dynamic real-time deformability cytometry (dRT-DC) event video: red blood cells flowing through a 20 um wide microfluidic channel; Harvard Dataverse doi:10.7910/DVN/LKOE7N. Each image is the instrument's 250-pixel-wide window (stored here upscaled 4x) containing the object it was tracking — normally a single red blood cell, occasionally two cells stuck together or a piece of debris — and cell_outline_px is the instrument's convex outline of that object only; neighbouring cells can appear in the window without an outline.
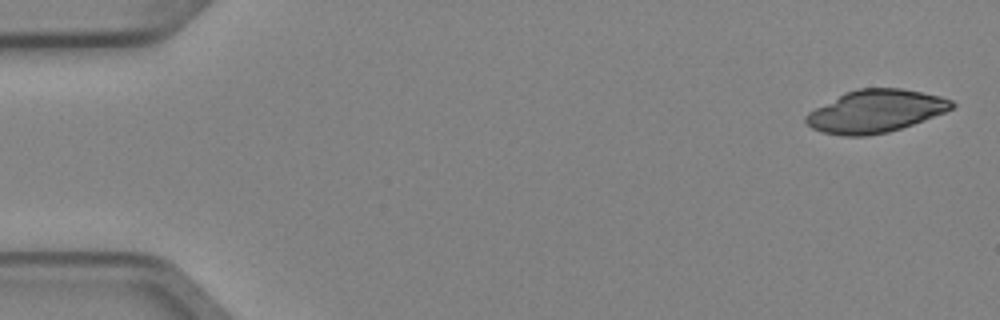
{"species": "Egyptian fruit bat (a non-hibernating species)", "species_latin": "Rousettus aegyptiacus", "temperature_condition": "cold", "stored_images_in_passage": 4, "camera_frame_rate_fps": 3000, "um_per_image_px": 0.085, "animal": {"sex": "female"}, "frame": {"image": 1, "passage_image": 1, "time_ms": 0.0, "image_size_px": [1000, 320], "cell_outline_px": [[956, 104], [952, 108], [944, 112], [912, 124], [888, 132], [864, 136], [844, 136], [824, 132], [812, 128], [804, 120], [804, 116], [808, 112], [844, 92], [856, 88], [900, 88], [940, 96], [952, 100]], "centroid_in_image_um": [74.39, 9.44], "position_along_channel_um": 10.6, "area_um2": 35.95}}